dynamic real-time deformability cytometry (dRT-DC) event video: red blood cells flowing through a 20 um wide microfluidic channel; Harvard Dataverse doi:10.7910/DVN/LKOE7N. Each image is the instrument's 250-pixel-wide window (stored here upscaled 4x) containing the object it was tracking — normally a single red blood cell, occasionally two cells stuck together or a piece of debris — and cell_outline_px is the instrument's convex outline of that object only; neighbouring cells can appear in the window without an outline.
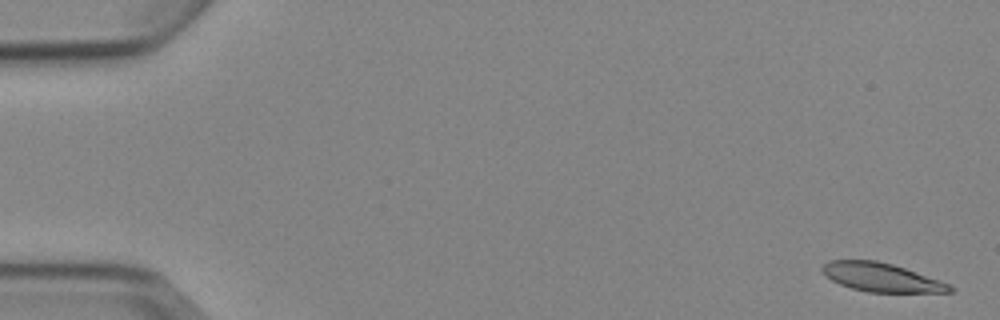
{"species": "Egyptian fruit bat (a non-hibernating species)", "species_latin": "Rousettus aegyptiacus", "temperature_condition": "cold", "stored_images_in_passage": 4, "camera_frame_rate_fps": 3000, "um_per_image_px": 0.085, "animal": {"sex": "female"}, "frame": {"image": 1, "passage_image": 1, "time_ms": 0.0, "image_size_px": [1000, 320], "cell_outline_px": [[956, 288], [952, 292], [868, 292], [852, 288], [840, 284], [824, 276], [820, 268], [828, 260], [876, 260], [892, 264], [904, 268], [948, 284]], "centroid_in_image_um": [74.85, 23.57], "position_along_channel_um": 10.1, "area_um2": 21.1}}
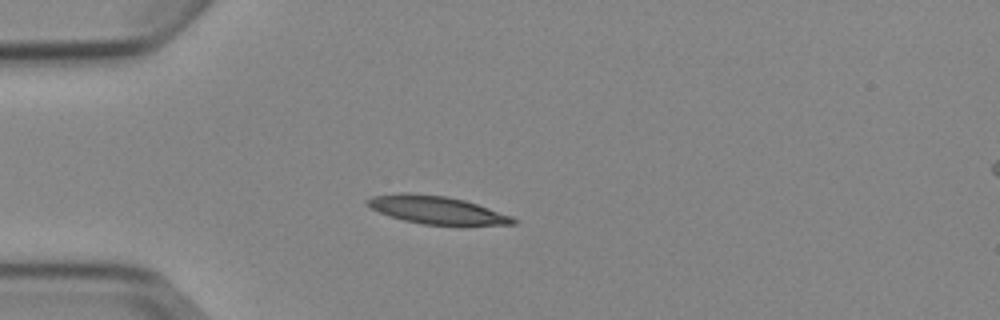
{"frame": {"image": 2, "passage_image": 4, "time_ms": 4.333, "image_size_px": [1000, 320], "cell_outline_px": [[516, 224], [424, 224], [404, 220], [380, 212], [364, 204], [364, 200], [372, 196], [400, 192], [408, 192], [444, 196], [464, 200], [512, 216], [516, 220]], "centroid_in_image_um": [37.04, 17.82], "position_along_channel_um": 48.0, "area_um2": 23.18}}